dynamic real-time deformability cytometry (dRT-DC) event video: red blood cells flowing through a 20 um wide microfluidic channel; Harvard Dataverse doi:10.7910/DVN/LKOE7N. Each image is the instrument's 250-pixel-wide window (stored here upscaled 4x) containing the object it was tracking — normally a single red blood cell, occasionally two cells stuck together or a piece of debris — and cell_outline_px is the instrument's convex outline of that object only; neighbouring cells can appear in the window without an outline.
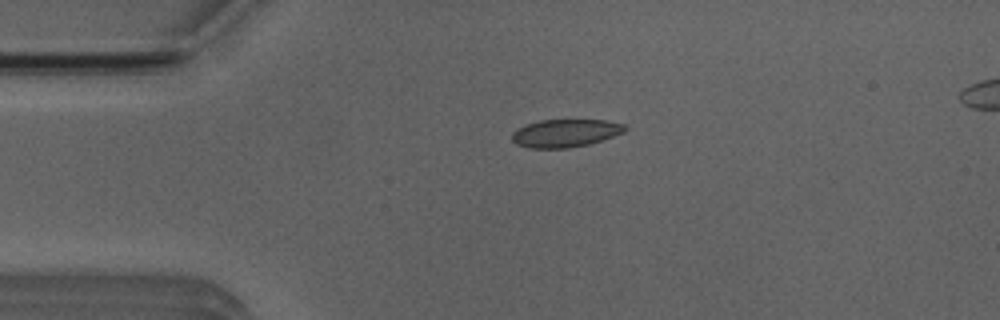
{"species": "Egyptian fruit bat (a non-hibernating species)", "species_latin": "Rousettus aegyptiacus", "temperature_condition": "room temperature", "stored_images_in_passage": 4, "camera_frame_rate_fps": 3000, "um_per_image_px": 0.085, "animal": {"sex": "male"}, "frame": {"image": 1, "passage_image": 1, "time_ms": 0.0, "image_size_px": [1000, 320], "cell_outline_px": [[628, 128], [624, 132], [588, 144], [568, 148], [528, 148], [516, 144], [512, 140], [512, 132], [516, 128], [540, 120], [608, 120], [624, 124]], "centroid_in_image_um": [48.03, 11.31], "position_along_channel_um": 37.0, "area_um2": 18.32}}